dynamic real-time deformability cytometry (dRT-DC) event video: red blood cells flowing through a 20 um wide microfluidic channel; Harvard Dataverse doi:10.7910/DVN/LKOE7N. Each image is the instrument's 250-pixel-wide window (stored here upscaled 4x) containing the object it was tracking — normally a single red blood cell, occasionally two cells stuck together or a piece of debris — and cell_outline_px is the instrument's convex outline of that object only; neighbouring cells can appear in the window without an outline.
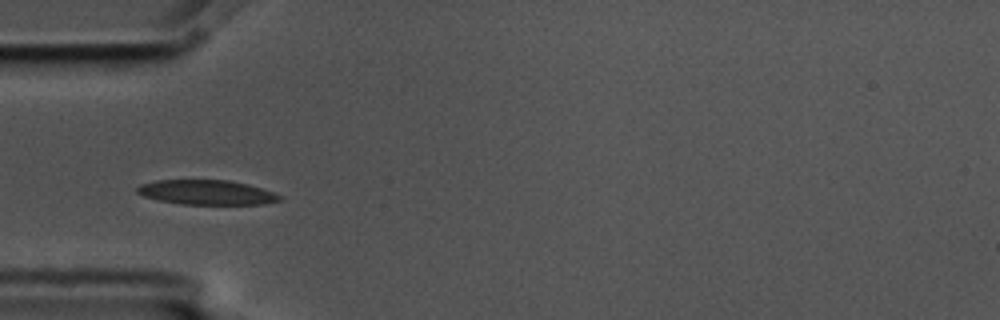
{"species": "common noctule bat (a hibernating species)", "species_latin": "Nyctalus noctula", "temperature_condition": "cold", "stored_images_in_passage": 7, "camera_frame_rate_fps": 3000, "um_per_image_px": 0.085, "animal": {"sex": "male", "body_mass_g": 17.5, "forearm_length_mm": 52.3}, "frame": {"image": 1, "passage_image": 4, "time_ms": 1.0, "image_size_px": [1000, 320], "cell_outline_px": [[284, 200], [264, 204], [180, 204], [160, 200], [144, 196], [136, 192], [136, 188], [140, 184], [156, 180], [228, 180], [248, 184], [284, 196]], "centroid_in_image_um": [17.59, 16.35], "position_along_channel_um": 67.4, "area_um2": 20.52}}